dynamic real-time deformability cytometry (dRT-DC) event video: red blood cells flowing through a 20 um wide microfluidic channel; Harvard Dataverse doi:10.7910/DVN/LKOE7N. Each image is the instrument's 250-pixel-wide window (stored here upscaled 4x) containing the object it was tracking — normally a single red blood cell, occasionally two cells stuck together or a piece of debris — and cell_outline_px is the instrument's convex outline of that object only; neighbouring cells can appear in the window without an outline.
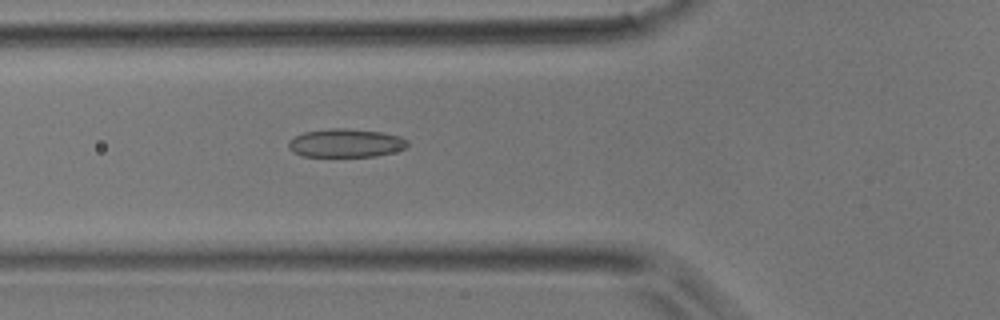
{"species": "common noctule bat (a hibernating species)", "species_latin": "Nyctalus noctula", "temperature_condition": "room temperature", "stored_images_in_passage": 39, "camera_frame_rate_fps": 3000, "um_per_image_px": 0.085, "animal": {"sex": "male", "body_mass_g": 17.9}, "frame": {"image": 1, "passage_image": 11, "time_ms": 3.333, "image_size_px": [1000, 320], "cell_outline_px": [[408, 144], [404, 148], [392, 152], [376, 156], [300, 156], [292, 152], [288, 148], [288, 140], [304, 132], [332, 128], [348, 128], [380, 132], [400, 136], [408, 140]], "centroid_in_image_um": [29.35, 12.16], "position_along_channel_um": 96.4, "area_um2": 19.71}}
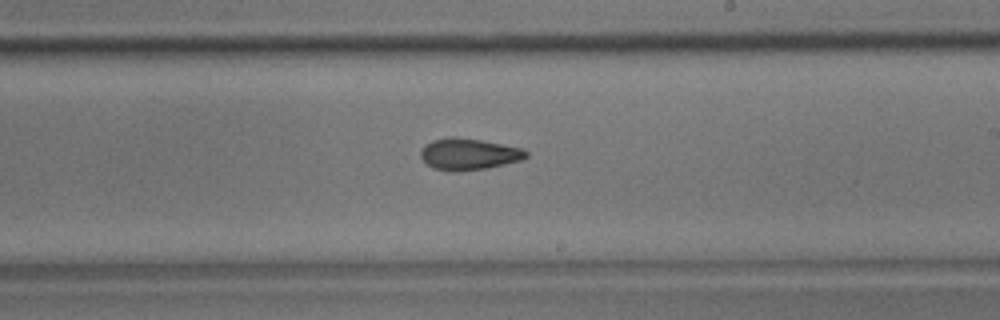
{"frame": {"image": 2, "passage_image": 21, "time_ms": 6.667, "image_size_px": [1000, 320], "cell_outline_px": [[528, 156], [520, 160], [488, 168], [456, 172], [448, 172], [432, 168], [420, 156], [420, 152], [432, 140], [448, 136], [456, 136], [480, 140], [524, 148], [528, 152]], "centroid_in_image_um": [39.85, 13.1], "position_along_channel_um": 249.2, "area_um2": 19.48}}
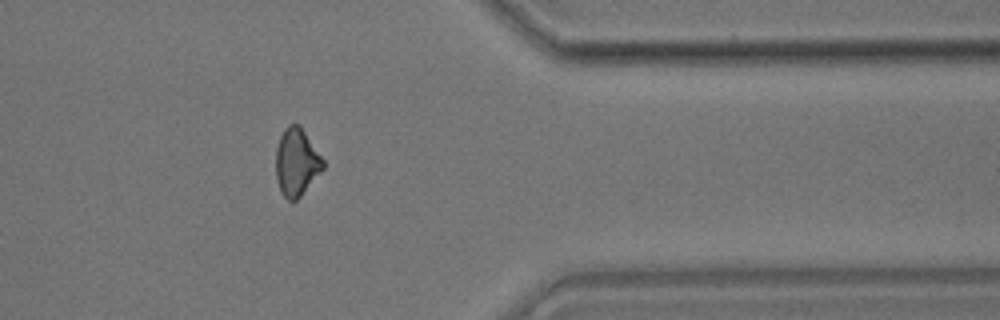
{"frame": {"image": 3, "passage_image": 31, "time_ms": 10.0, "image_size_px": [1000, 320], "cell_outline_px": [[324, 168], [300, 196], [296, 200], [288, 200], [280, 192], [276, 180], [276, 148], [280, 136], [284, 128], [288, 124], [300, 124], [324, 160]], "centroid_in_image_um": [25.19, 13.76], "position_along_channel_um": 386.2, "area_um2": 18.61}}